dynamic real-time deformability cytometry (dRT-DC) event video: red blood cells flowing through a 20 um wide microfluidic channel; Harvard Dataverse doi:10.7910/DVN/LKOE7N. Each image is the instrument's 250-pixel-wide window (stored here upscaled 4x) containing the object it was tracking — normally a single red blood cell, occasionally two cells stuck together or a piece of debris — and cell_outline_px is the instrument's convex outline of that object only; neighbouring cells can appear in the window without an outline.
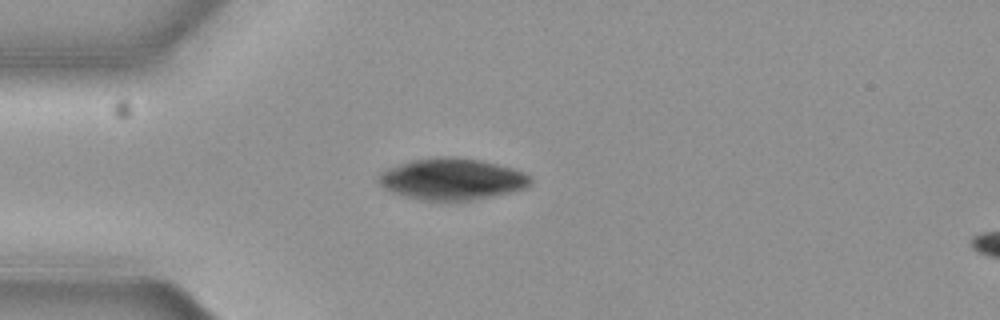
{"species": "common noctule bat (a hibernating species)", "species_latin": "Nyctalus noctula", "temperature_condition": "cold", "stored_images_in_passage": 12, "camera_frame_rate_fps": 3000, "um_per_image_px": 0.085, "animal": {"sex": "female", "body_mass_g": 19.3, "forearm_length_mm": 54.1}, "frame": {"image": 1, "passage_image": 1, "time_ms": 0.0, "image_size_px": [1000, 320], "cell_outline_px": [[532, 184], [524, 188], [476, 200], [424, 200], [404, 196], [392, 192], [384, 188], [380, 184], [380, 172], [388, 168], [412, 160], [440, 156], [444, 156], [480, 160], [512, 168], [524, 172], [532, 176]], "centroid_in_image_um": [38.44, 15.22], "position_along_channel_um": 46.6, "area_um2": 36.41}}
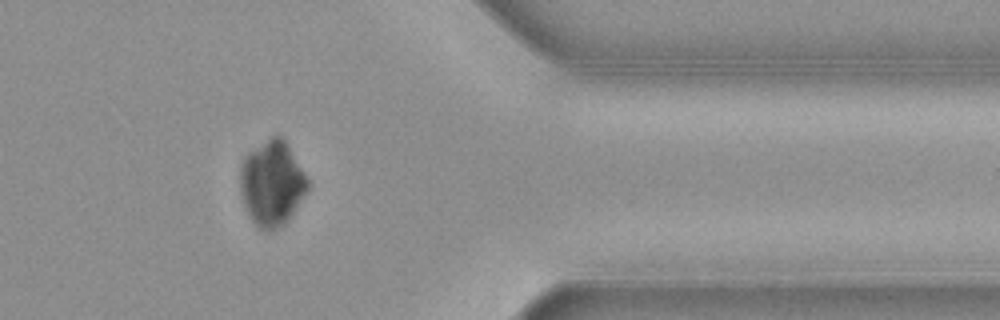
{"frame": {"image": 2, "passage_image": 10, "time_ms": 3.0, "image_size_px": [1000, 320], "cell_outline_px": [[312, 184], [308, 192], [288, 220], [272, 232], [268, 232], [260, 228], [252, 220], [244, 204], [240, 192], [240, 168], [244, 156], [248, 152], [272, 136], [280, 136], [288, 144]], "centroid_in_image_um": [23.15, 15.59], "position_along_channel_um": 388.3, "area_um2": 33.76}}
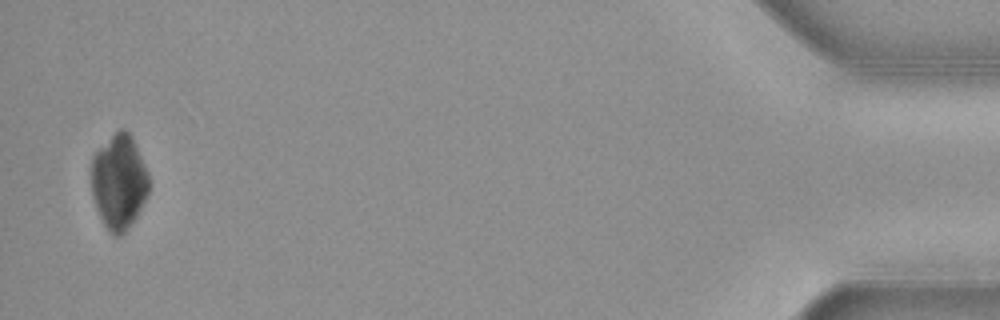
{"frame": {"image": 3, "passage_image": 12, "time_ms": 3.667, "image_size_px": [1000, 320], "cell_outline_px": [[148, 192], [136, 216], [128, 228], [120, 236], [112, 236], [108, 232], [96, 208], [92, 196], [92, 156], [116, 128], [124, 128], [132, 136], [148, 172]], "centroid_in_image_um": [10.09, 15.43], "position_along_channel_um": 425.1, "area_um2": 31.79}}